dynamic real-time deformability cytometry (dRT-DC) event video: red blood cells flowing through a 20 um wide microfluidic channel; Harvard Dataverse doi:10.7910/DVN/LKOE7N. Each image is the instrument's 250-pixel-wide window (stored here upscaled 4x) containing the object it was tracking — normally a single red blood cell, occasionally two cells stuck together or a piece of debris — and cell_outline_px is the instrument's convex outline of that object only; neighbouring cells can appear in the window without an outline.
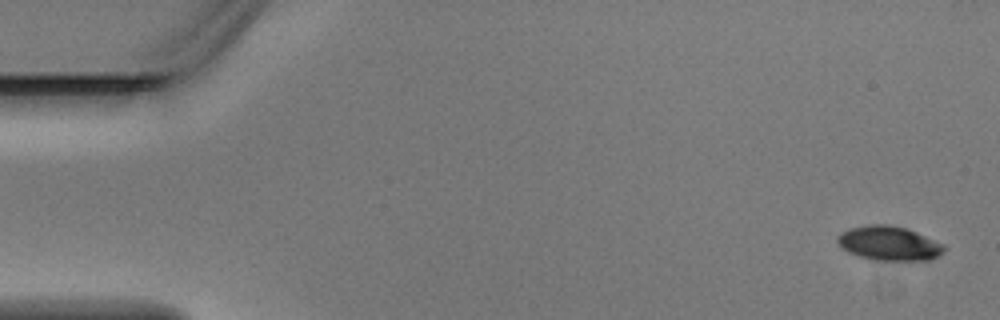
{"species": "Egyptian fruit bat (a non-hibernating species)", "species_latin": "Rousettus aegyptiacus", "temperature_condition": "warm", "stored_images_in_passage": 6, "camera_frame_rate_fps": 3000, "um_per_image_px": 0.085, "animal": {"sex": "male"}, "frame": {"image": 1, "passage_image": 1, "time_ms": 0.0, "image_size_px": [1000, 320], "cell_outline_px": [[944, 252], [928, 260], [872, 260], [848, 252], [840, 248], [836, 240], [836, 236], [840, 232], [848, 228], [868, 224], [888, 224], [908, 228], [944, 244]], "centroid_in_image_um": [75.51, 20.66], "position_along_channel_um": 9.5, "area_um2": 21.56}}
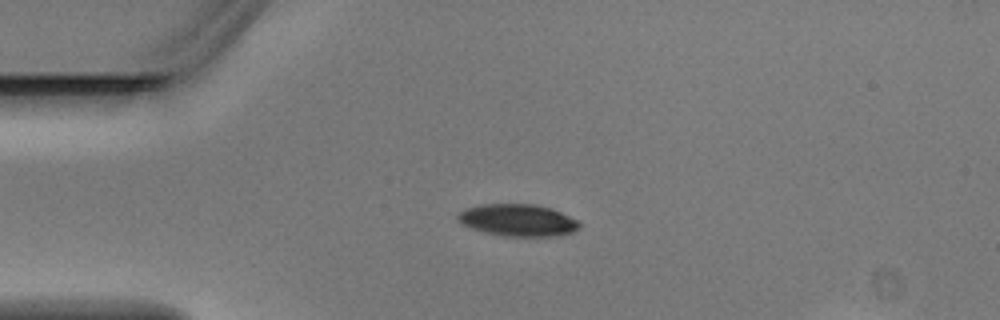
{"frame": {"image": 2, "passage_image": 4, "time_ms": 1.0, "image_size_px": [1000, 320], "cell_outline_px": [[580, 228], [572, 232], [556, 236], [504, 236], [484, 232], [472, 228], [464, 224], [456, 216], [464, 208], [484, 204], [536, 204], [560, 212], [576, 220], [580, 224]], "centroid_in_image_um": [44.01, 18.71], "position_along_channel_um": 41.0, "area_um2": 22.43}}
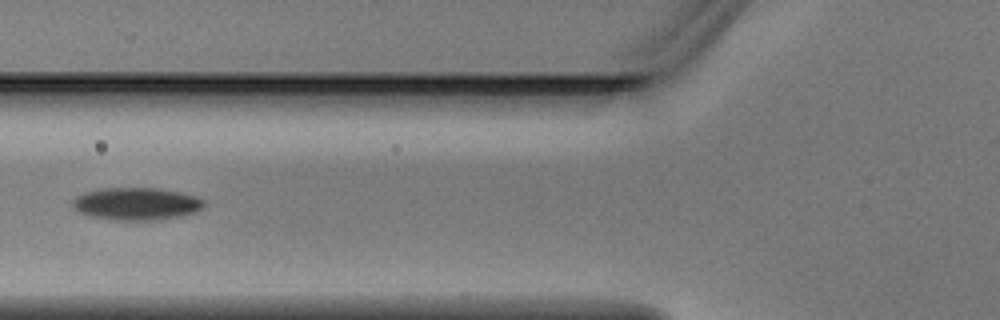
{"frame": {"image": 3, "passage_image": 6, "time_ms": 1.667, "image_size_px": [1000, 320], "cell_outline_px": [[204, 204], [196, 212], [180, 216], [156, 220], [108, 220], [88, 216], [80, 212], [72, 204], [72, 200], [76, 196], [84, 192], [100, 188], [156, 188], [180, 192], [196, 196], [204, 200]], "centroid_in_image_um": [11.56, 17.32], "position_along_channel_um": 114.2, "area_um2": 24.97}}